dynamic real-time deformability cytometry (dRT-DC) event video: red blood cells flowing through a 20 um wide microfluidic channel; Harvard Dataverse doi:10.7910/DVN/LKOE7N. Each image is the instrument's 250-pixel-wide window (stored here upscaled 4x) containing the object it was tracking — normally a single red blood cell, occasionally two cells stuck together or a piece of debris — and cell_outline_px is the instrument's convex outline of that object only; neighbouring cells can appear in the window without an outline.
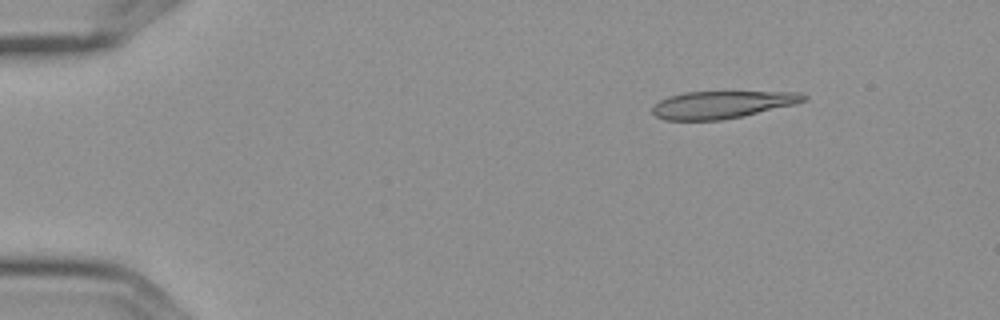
{"species": "Egyptian fruit bat (a non-hibernating species)", "species_latin": "Rousettus aegyptiacus", "temperature_condition": "cold", "stored_images_in_passage": 7, "camera_frame_rate_fps": 3000, "um_per_image_px": 0.085, "frame": {"image": 1, "passage_image": 2, "time_ms": 0.333, "image_size_px": [1000, 320], "cell_outline_px": [[808, 100], [796, 104], [744, 116], [720, 120], [664, 120], [656, 116], [652, 112], [652, 104], [668, 96], [684, 92], [800, 92], [808, 96]], "centroid_in_image_um": [61.38, 8.89], "position_along_channel_um": 23.6, "area_um2": 24.33}}
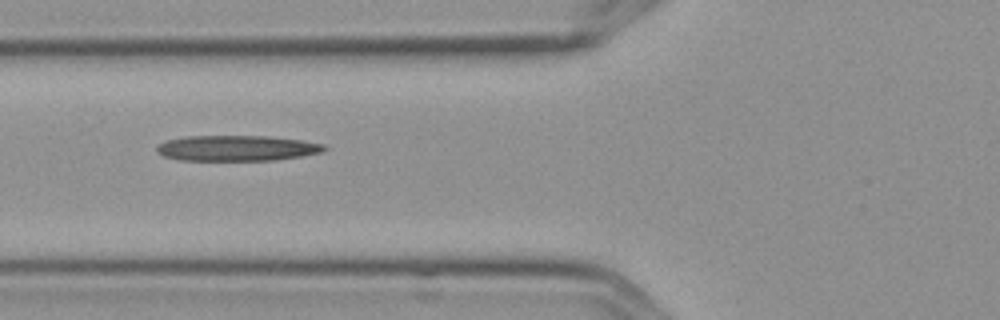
{"frame": {"image": 2, "passage_image": 6, "time_ms": 1.667, "image_size_px": [1000, 320], "cell_outline_px": [[328, 148], [324, 152], [276, 160], [180, 160], [164, 156], [156, 152], [156, 144], [164, 140], [184, 136], [268, 136], [304, 140], [324, 144]], "centroid_in_image_um": [20.12, 12.58], "position_along_channel_um": 105.7, "area_um2": 25.26}}
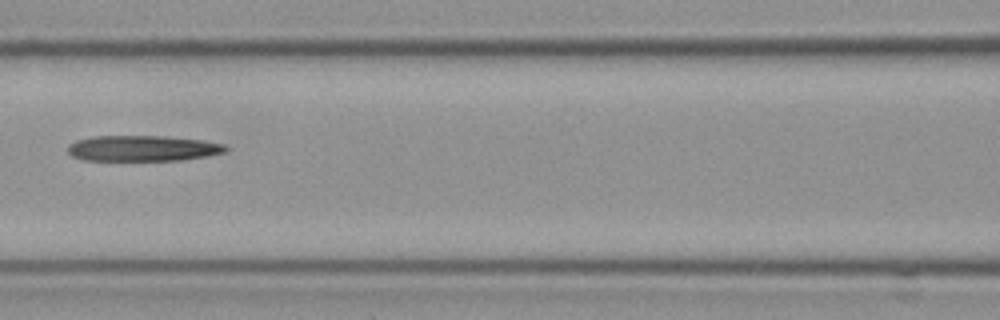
{"frame": {"image": 3, "passage_image": 7, "time_ms": 2.0, "image_size_px": [1000, 320], "cell_outline_px": [[228, 148], [224, 152], [204, 156], [180, 160], [84, 160], [72, 156], [68, 152], [68, 144], [76, 140], [92, 136], [164, 136], [200, 140], [224, 144]], "centroid_in_image_um": [12.07, 12.6], "position_along_channel_um": 154.5, "area_um2": 23.47}}